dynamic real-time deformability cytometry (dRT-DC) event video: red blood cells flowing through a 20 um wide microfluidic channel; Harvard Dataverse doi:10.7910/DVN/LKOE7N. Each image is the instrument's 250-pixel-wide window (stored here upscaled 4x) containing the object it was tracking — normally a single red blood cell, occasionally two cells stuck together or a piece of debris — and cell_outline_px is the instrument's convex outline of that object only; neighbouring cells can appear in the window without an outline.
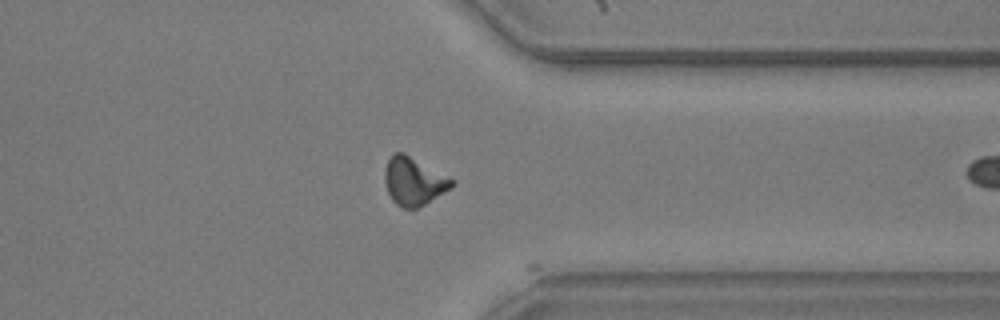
{"species": "common noctule bat (a hibernating species)", "species_latin": "Nyctalus noctula", "temperature_condition": "warm", "stored_images_in_passage": 28, "camera_frame_rate_fps": 3000, "um_per_image_px": 0.085, "animal": {"sex": "male", "body_mass_g": 20.5, "forearm_length_mm": 52.5}, "frame": {"image": 1, "passage_image": 27, "time_ms": 8.667, "image_size_px": [1000, 320], "cell_outline_px": [[456, 180], [448, 188], [424, 204], [416, 208], [404, 208], [396, 204], [392, 200], [388, 192], [384, 180], [384, 172], [388, 160], [392, 152], [404, 152]], "centroid_in_image_um": [35.12, 15.37], "position_along_channel_um": 376.3, "area_um2": 18.5}, "authors_computed_cell_mechanics": {"area_um2": 18.4671, "velocity_mm_per_s": 3.9345, "shape_relaxation_time_tau1_ms": 4.648, "shape_relaxation_time_tau2_ms": 3.9181, "deformation_change_tau1": 0.1703, "deformation_change_tau2": 0.1341}}